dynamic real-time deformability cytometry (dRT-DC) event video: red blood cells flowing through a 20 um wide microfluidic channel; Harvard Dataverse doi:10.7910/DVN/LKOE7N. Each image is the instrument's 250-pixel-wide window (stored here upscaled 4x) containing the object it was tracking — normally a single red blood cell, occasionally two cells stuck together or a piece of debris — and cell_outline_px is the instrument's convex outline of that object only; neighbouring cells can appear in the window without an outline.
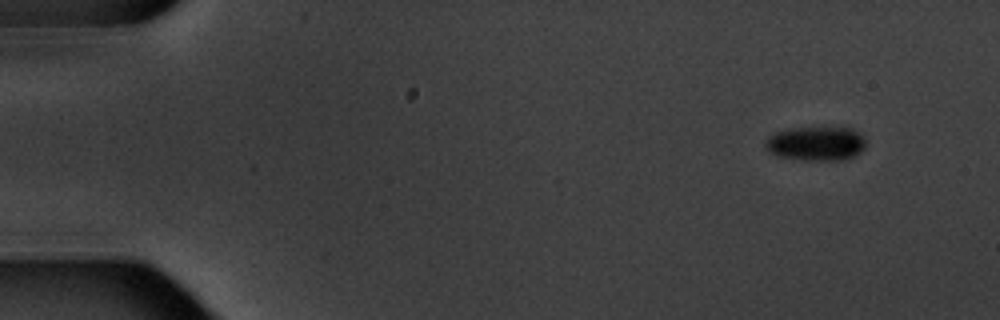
{"species": "common noctule bat (a hibernating species)", "species_latin": "Nyctalus noctula", "temperature_condition": "warm", "stored_images_in_passage": 10, "camera_frame_rate_fps": 3000, "um_per_image_px": 0.085, "animal": {"sex": "male", "body_mass_g": 20.1, "forearm_length_mm": 53.5}, "frame": {"image": 1, "passage_image": 1, "time_ms": 0.0, "image_size_px": [1000, 320], "cell_outline_px": [[864, 148], [860, 152], [844, 160], [804, 160], [776, 156], [768, 152], [764, 148], [764, 140], [768, 136], [776, 132], [792, 128], [852, 128], [860, 132], [864, 136]], "centroid_in_image_um": [69.32, 12.21], "position_along_channel_um": 15.7, "area_um2": 20.17}}
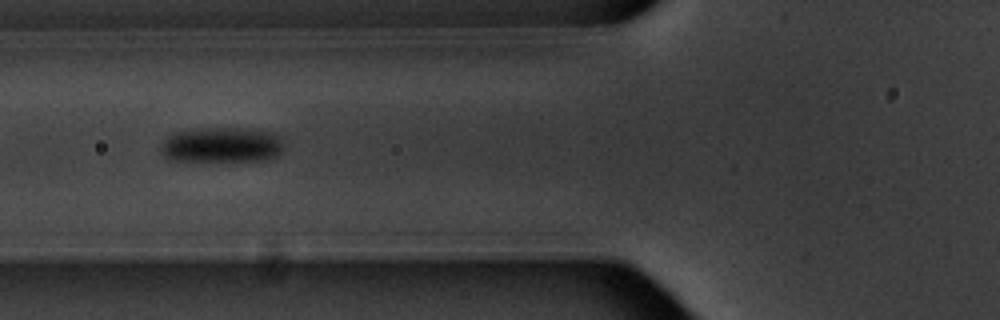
{"frame": {"image": 2, "passage_image": 6, "time_ms": 6.0, "image_size_px": [1000, 320], "cell_outline_px": [[284, 148], [276, 156], [268, 160], [168, 160], [160, 152], [160, 148], [164, 140], [168, 136], [176, 132], [200, 128], [240, 128], [276, 132], [280, 136], [284, 144]], "centroid_in_image_um": [18.88, 12.31], "position_along_channel_um": 106.9, "area_um2": 25.37}}
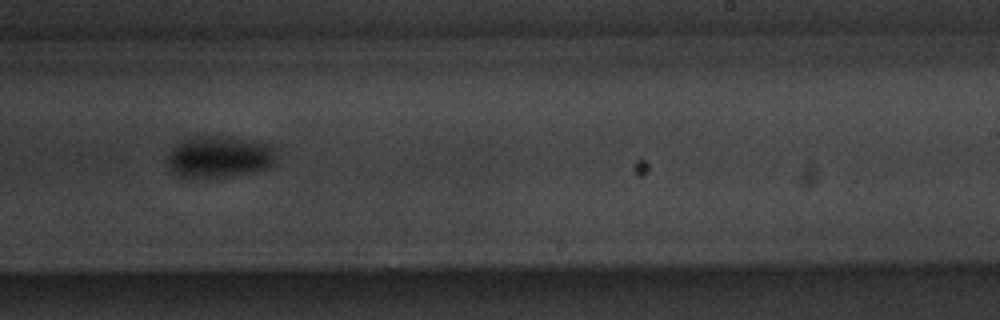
{"frame": {"image": 3, "passage_image": 10, "time_ms": 10.667, "image_size_px": [1000, 320], "cell_outline_px": [[276, 160], [268, 168], [252, 172], [228, 176], [180, 176], [168, 164], [168, 156], [180, 144], [196, 136], [228, 136], [256, 140], [268, 144], [272, 148]], "centroid_in_image_um": [18.74, 13.3], "position_along_channel_um": 270.3, "area_um2": 25.55}}